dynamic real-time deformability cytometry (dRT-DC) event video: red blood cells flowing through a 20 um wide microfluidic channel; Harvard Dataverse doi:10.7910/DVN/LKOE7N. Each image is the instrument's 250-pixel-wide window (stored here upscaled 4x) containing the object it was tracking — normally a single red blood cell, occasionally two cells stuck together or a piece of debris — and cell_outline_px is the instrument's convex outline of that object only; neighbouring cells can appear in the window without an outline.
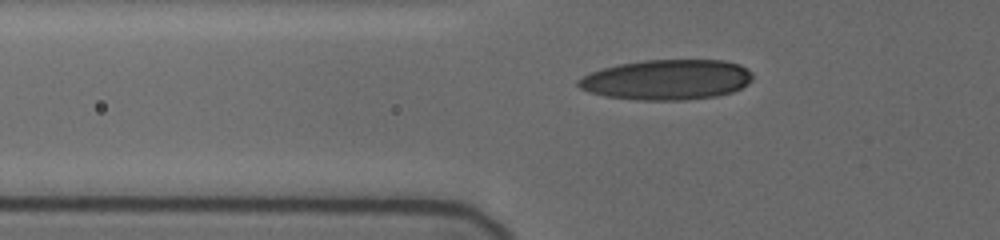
{"species": "human", "species_latin": "Homo sapiens", "temperature_condition": "cold", "stored_images_in_passage": 22, "camera_frame_rate_fps": 3000, "um_per_image_px": 0.085, "donor": {"sex": "female"}, "frame": {"image": 1, "passage_image": 2, "time_ms": 0.333, "image_size_px": [1000, 240], "cell_outline_px": [[752, 80], [748, 84], [732, 92], [716, 96], [684, 100], [636, 100], [604, 96], [588, 92], [580, 88], [576, 84], [576, 80], [600, 68], [620, 64], [644, 60], [724, 60], [740, 64], [752, 72]], "centroid_in_image_um": [56.68, 6.77], "position_along_channel_um": 69.1, "area_um2": 41.1}}
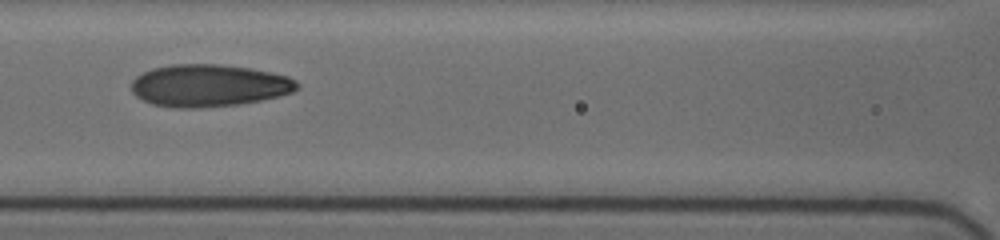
{"frame": {"image": 2, "passage_image": 15, "time_ms": 2.667, "image_size_px": [1000, 240], "cell_outline_px": [[296, 88], [292, 92], [260, 100], [236, 104], [192, 108], [172, 108], [152, 104], [136, 96], [132, 92], [132, 80], [136, 76], [152, 68], [172, 64], [220, 64], [248, 68], [288, 76], [296, 80]], "centroid_in_image_um": [17.69, 7.26], "position_along_channel_um": 148.9, "area_um2": 40.4}}
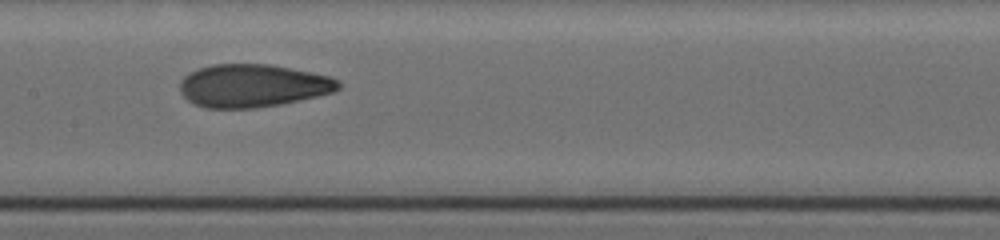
{"frame": {"image": 3, "passage_image": 21, "time_ms": 3.667, "image_size_px": [1000, 240], "cell_outline_px": [[340, 88], [332, 92], [316, 96], [280, 104], [256, 108], [204, 108], [188, 100], [180, 92], [180, 80], [184, 76], [196, 68], [212, 64], [268, 64], [332, 76], [340, 80]], "centroid_in_image_um": [21.46, 7.27], "position_along_channel_um": 185.9, "area_um2": 39.71}}